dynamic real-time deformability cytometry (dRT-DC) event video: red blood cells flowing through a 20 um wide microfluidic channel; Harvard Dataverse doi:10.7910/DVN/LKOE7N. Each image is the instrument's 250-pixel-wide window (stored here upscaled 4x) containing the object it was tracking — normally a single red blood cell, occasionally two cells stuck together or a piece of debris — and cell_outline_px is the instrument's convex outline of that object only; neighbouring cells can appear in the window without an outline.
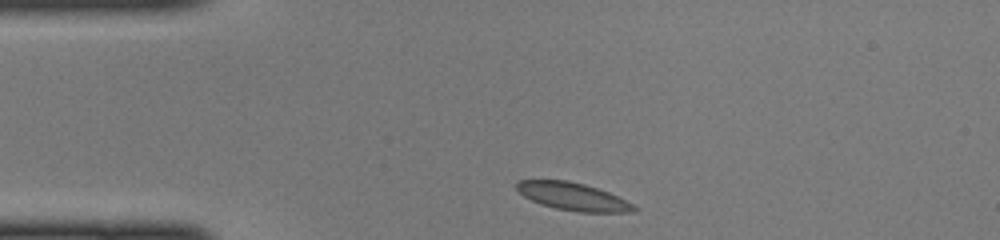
{"species": "common noctule bat (a hibernating species)", "species_latin": "Nyctalus noctula", "temperature_condition": "cold", "stored_images_in_passage": 38, "camera_frame_rate_fps": 3000, "um_per_image_px": 0.085, "animal": {"sex": "female", "body_mass_g": 22.0, "forearm_length_mm": 56.7}, "frame": {"image": 1, "passage_image": 1, "time_ms": 0.0, "image_size_px": [1000, 240], "cell_outline_px": [[640, 208], [636, 212], [580, 212], [556, 208], [540, 204], [524, 196], [516, 188], [516, 180], [568, 180], [584, 184], [608, 192]], "centroid_in_image_um": [48.7, 16.7], "position_along_channel_um": 36.3, "area_um2": 18.79}}
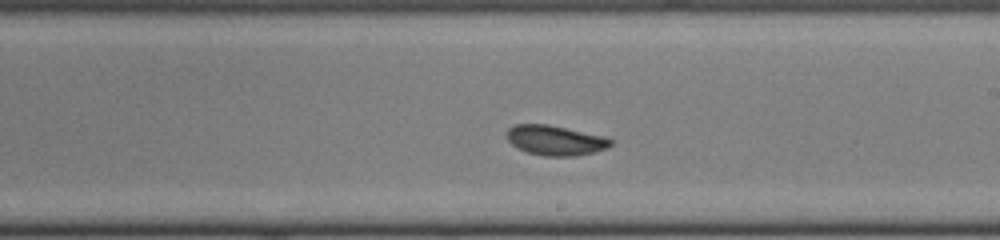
{"frame": {"image": 2, "passage_image": 18, "time_ms": 5.667, "image_size_px": [1000, 240], "cell_outline_px": [[612, 144], [608, 148], [576, 156], [544, 156], [528, 152], [516, 148], [508, 140], [504, 132], [508, 128], [516, 124], [548, 124], [604, 136], [612, 140]], "centroid_in_image_um": [47.17, 11.92], "position_along_channel_um": 241.8, "area_um2": 18.21}}
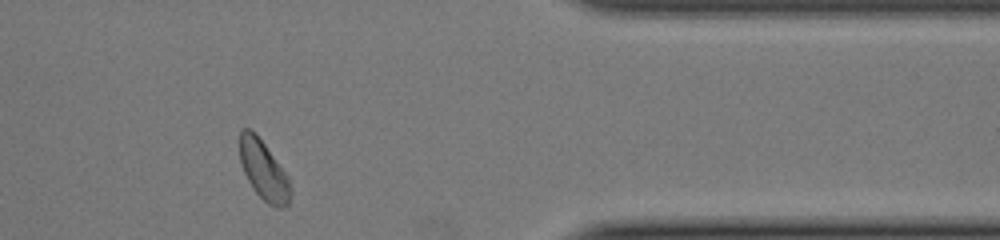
{"frame": {"image": 3, "passage_image": 30, "time_ms": 9.667, "image_size_px": [1000, 240], "cell_outline_px": [[292, 192], [288, 204], [284, 208], [276, 208], [268, 204], [252, 188], [240, 164], [240, 132], [244, 128], [248, 128], [256, 132], [288, 176]], "centroid_in_image_um": [22.42, 14.48], "position_along_channel_um": 389.0, "area_um2": 17.63}}